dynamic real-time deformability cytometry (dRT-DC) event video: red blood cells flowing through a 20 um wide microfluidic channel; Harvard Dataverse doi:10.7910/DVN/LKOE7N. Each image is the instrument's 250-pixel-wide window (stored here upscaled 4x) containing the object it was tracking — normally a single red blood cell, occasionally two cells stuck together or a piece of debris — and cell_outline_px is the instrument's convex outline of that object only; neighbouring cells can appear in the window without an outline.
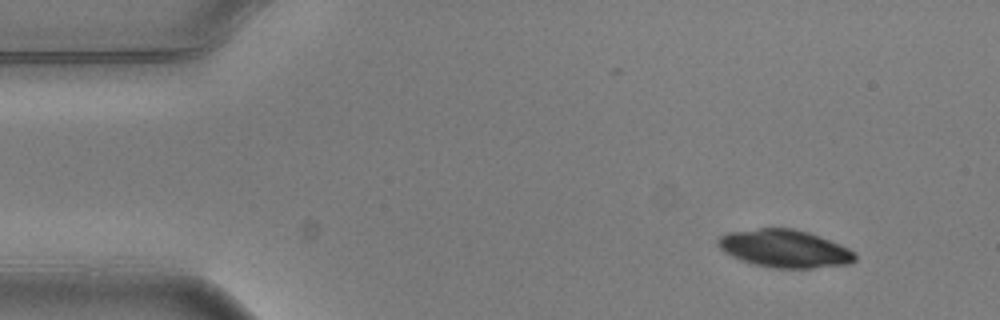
{"species": "common noctule bat (a hibernating species)", "species_latin": "Nyctalus noctula", "temperature_condition": "warm", "stored_images_in_passage": 10, "camera_frame_rate_fps": 3000, "um_per_image_px": 0.085, "animal": {"sex": "male", "body_mass_g": 20.5, "forearm_length_mm": 52.5}, "frame": {"image": 1, "passage_image": 1, "time_ms": 0.0, "image_size_px": [1000, 320], "cell_outline_px": [[856, 260], [848, 264], [812, 268], [776, 268], [756, 264], [732, 256], [720, 248], [716, 244], [716, 240], [720, 236], [728, 232], [760, 228], [792, 228], [808, 232], [840, 244], [856, 252]], "centroid_in_image_um": [66.71, 21.12], "position_along_channel_um": 18.3, "area_um2": 29.94}}